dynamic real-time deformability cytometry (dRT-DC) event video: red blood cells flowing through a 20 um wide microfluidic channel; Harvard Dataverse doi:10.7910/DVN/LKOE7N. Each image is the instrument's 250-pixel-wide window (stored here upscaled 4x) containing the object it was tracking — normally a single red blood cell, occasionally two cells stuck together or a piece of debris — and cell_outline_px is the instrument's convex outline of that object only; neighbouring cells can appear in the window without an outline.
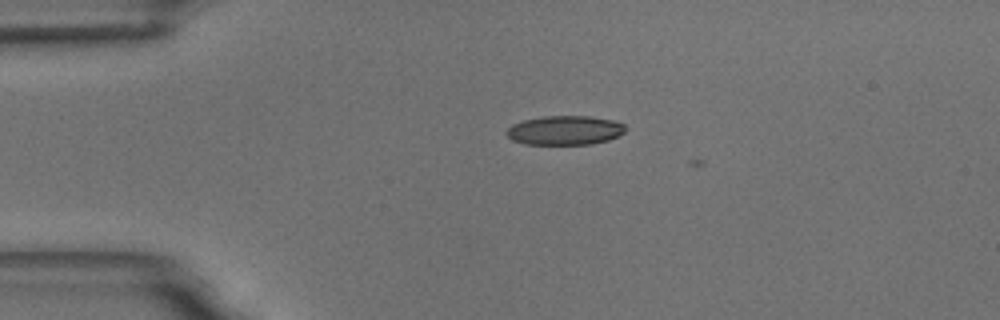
{"species": "common noctule bat (a hibernating species)", "species_latin": "Nyctalus noctula", "temperature_condition": "room temperature", "stored_images_in_passage": 6, "camera_frame_rate_fps": 3000, "um_per_image_px": 0.085, "animal": {"sex": "male", "body_mass_g": 18.8}, "frame": {"image": 1, "passage_image": 5, "time_ms": 1.333, "image_size_px": [1000, 320], "cell_outline_px": [[628, 128], [624, 132], [608, 140], [592, 144], [524, 144], [512, 140], [508, 136], [508, 128], [512, 124], [524, 120], [544, 116], [592, 116], [612, 120], [624, 124]], "centroid_in_image_um": [48.04, 11.07], "position_along_channel_um": 37.0, "area_um2": 20.17}}